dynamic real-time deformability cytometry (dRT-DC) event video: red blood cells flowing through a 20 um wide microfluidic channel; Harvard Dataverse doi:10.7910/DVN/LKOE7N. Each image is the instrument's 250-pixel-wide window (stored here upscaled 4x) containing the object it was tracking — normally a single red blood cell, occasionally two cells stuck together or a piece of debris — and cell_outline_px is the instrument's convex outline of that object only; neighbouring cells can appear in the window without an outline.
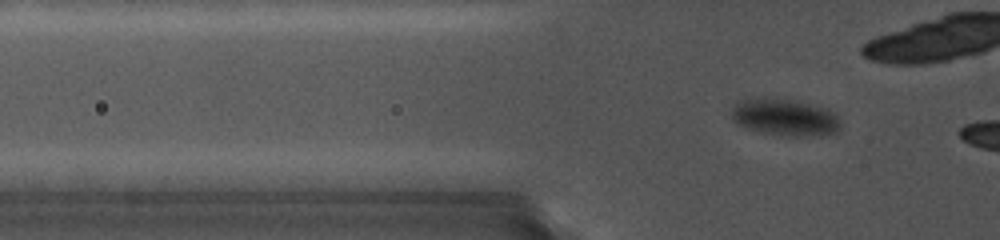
{"species": "common noctule bat (a hibernating species)", "species_latin": "Nyctalus noctula", "temperature_condition": "cold", "stored_images_in_passage": 46, "camera_frame_rate_fps": 5000, "um_per_image_px": 0.085, "animal": {"sex": "female", "body_mass_g": 19.0, "forearm_length_mm": 56.7}, "frame": {"image": 1, "passage_image": 40, "time_ms": 7.8, "image_size_px": [1000, 240], "cell_outline_px": [[844, 124], [840, 132], [820, 136], [780, 136], [760, 132], [744, 128], [736, 124], [732, 120], [732, 108], [740, 104], [760, 100], [764, 100], [800, 104], [832, 112]], "centroid_in_image_um": [66.79, 10.12], "position_along_channel_um": 59.0, "area_um2": 22.08}}